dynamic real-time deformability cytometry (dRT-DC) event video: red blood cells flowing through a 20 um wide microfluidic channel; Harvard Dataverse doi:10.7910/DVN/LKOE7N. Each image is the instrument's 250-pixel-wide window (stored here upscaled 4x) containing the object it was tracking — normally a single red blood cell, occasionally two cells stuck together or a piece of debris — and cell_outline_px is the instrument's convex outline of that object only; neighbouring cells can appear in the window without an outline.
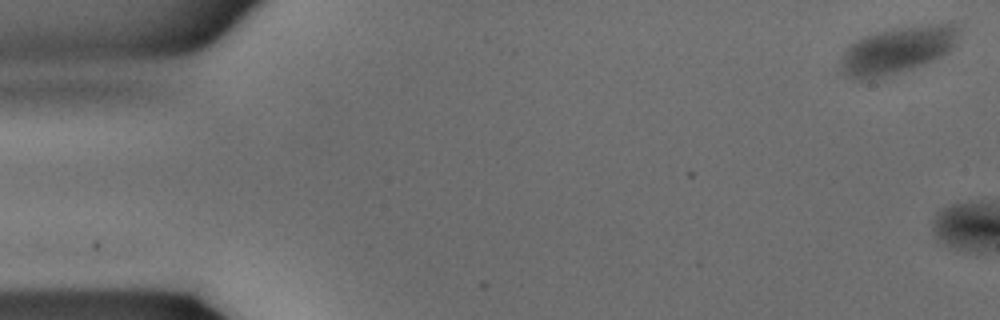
{"species": "common noctule bat (a hibernating species)", "species_latin": "Nyctalus noctula", "temperature_condition": "warm", "stored_images_in_passage": 3, "camera_frame_rate_fps": 3000, "um_per_image_px": 0.085, "animal": {"sex": "male", "body_mass_g": 15.6}, "frame": {"image": 1, "passage_image": 1, "time_ms": 0.0, "image_size_px": [1000, 320], "cell_outline_px": [[956, 40], [952, 48], [948, 52], [932, 60], [912, 68], [900, 72], [872, 80], [856, 80], [840, 72], [840, 64], [844, 52], [856, 40], [864, 36], [876, 32], [896, 28], [928, 24], [956, 24]], "centroid_in_image_um": [76.21, 4.29], "position_along_channel_um": 8.8, "area_um2": 31.91}}